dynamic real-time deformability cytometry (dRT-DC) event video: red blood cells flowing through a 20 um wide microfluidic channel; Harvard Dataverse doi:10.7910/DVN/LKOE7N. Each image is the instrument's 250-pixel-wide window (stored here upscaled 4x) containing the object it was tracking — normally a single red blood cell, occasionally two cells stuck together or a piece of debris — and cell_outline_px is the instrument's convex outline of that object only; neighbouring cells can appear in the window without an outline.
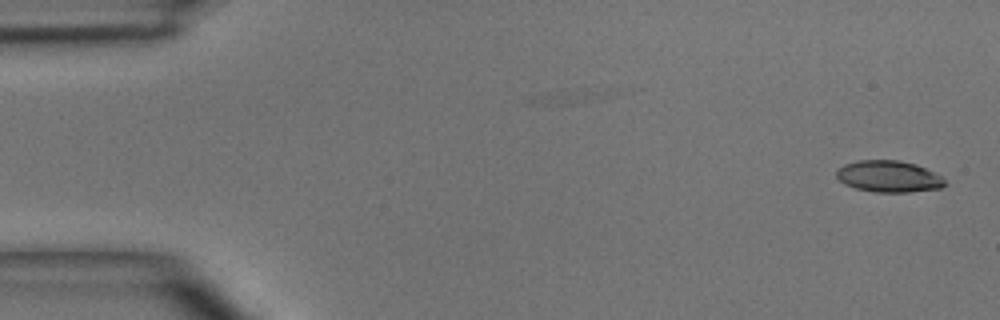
{"species": "common noctule bat (a hibernating species)", "species_latin": "Nyctalus noctula", "temperature_condition": "room temperature", "stored_images_in_passage": 6, "camera_frame_rate_fps": 3000, "um_per_image_px": 0.085, "animal": {"sex": "male", "body_mass_g": 15.6}, "frame": {"image": 1, "passage_image": 1, "time_ms": 0.0, "image_size_px": [1000, 320], "cell_outline_px": [[948, 184], [940, 188], [908, 192], [876, 192], [856, 188], [844, 184], [836, 176], [836, 172], [844, 164], [856, 160], [900, 160], [916, 164], [940, 176]], "centroid_in_image_um": [75.53, 14.99], "position_along_channel_um": 9.5, "area_um2": 19.83}}
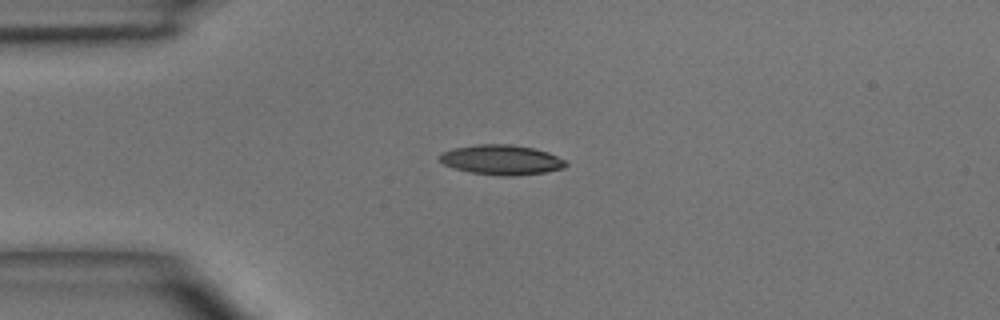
{"frame": {"image": 2, "passage_image": 4, "time_ms": 3.333, "image_size_px": [1000, 320], "cell_outline_px": [[568, 164], [564, 168], [544, 172], [512, 176], [500, 176], [472, 172], [456, 168], [444, 164], [440, 160], [440, 152], [452, 148], [476, 144], [512, 144], [532, 148], [548, 152], [564, 160]], "centroid_in_image_um": [42.62, 13.57], "position_along_channel_um": 42.4, "area_um2": 21.85}}